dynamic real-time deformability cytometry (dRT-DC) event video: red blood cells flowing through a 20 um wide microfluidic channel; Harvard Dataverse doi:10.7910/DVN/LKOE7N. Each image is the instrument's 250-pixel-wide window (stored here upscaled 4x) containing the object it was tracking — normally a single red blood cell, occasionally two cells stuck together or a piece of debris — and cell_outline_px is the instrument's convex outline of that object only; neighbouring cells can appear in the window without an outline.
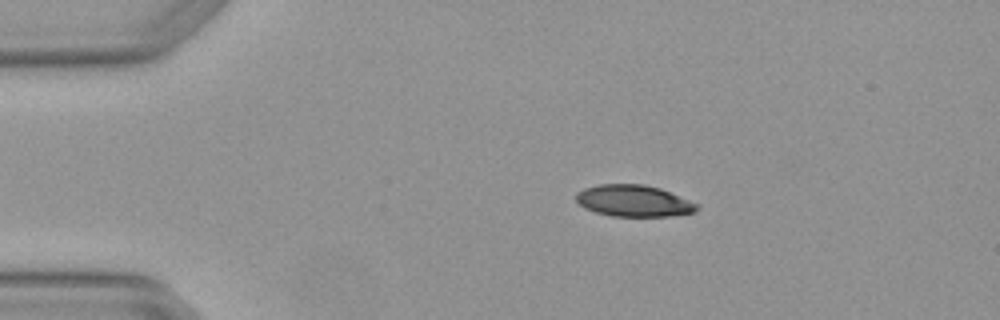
{"species": "Egyptian fruit bat (a non-hibernating species)", "species_latin": "Rousettus aegyptiacus", "temperature_condition": "warm", "stored_images_in_passage": 2, "camera_frame_rate_fps": 3000, "um_per_image_px": 0.085, "animal": {"sex": "female"}, "frame": {"image": 1, "passage_image": 1, "time_ms": 0.0, "image_size_px": [1000, 320], "cell_outline_px": [[700, 204], [696, 212], [672, 216], [612, 216], [596, 212], [584, 208], [576, 200], [576, 192], [584, 188], [600, 184], [644, 184], [660, 188]], "centroid_in_image_um": [53.89, 17.07], "position_along_channel_um": 31.1, "area_um2": 22.37}}